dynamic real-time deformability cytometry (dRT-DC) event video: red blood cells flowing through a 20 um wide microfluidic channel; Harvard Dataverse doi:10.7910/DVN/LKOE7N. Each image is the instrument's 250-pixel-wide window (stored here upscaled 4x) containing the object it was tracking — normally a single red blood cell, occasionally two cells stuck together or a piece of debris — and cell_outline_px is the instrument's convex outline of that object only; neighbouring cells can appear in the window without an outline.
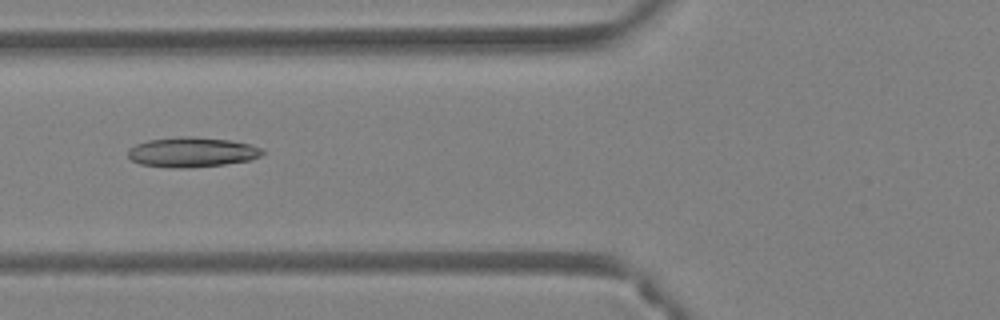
{"species": "Egyptian fruit bat (a non-hibernating species)", "species_latin": "Rousettus aegyptiacus", "temperature_condition": "warm", "stored_images_in_passage": 33, "camera_frame_rate_fps": 3000, "um_per_image_px": 0.085, "animal": {"sex": "female"}, "frame": {"image": 1, "passage_image": 4, "time_ms": 1.0, "image_size_px": [1000, 320], "cell_outline_px": [[264, 152], [260, 156], [252, 160], [224, 164], [188, 168], [172, 168], [140, 164], [132, 160], [128, 156], [128, 148], [136, 144], [148, 140], [180, 136], [192, 136], [228, 140], [252, 144], [264, 148]], "centroid_in_image_um": [16.33, 12.93], "position_along_channel_um": 109.5, "area_um2": 23.64}}
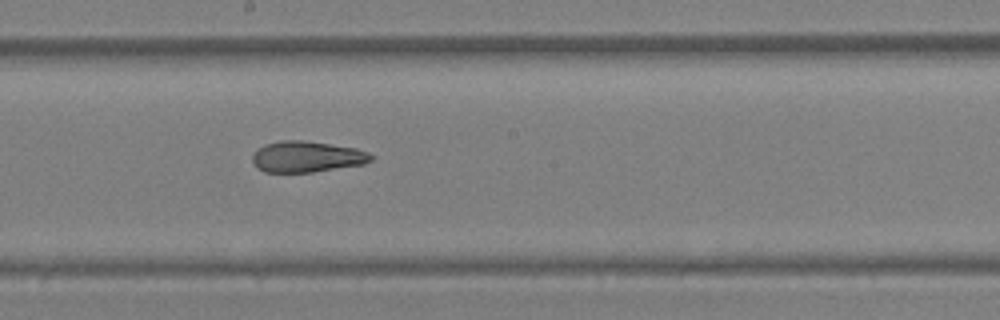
{"frame": {"image": 2, "passage_image": 12, "time_ms": 3.667, "image_size_px": [1000, 320], "cell_outline_px": [[376, 156], [372, 160], [364, 164], [312, 172], [264, 172], [252, 160], [252, 156], [256, 148], [264, 144], [280, 140], [304, 140], [356, 148], [368, 152]], "centroid_in_image_um": [26.1, 13.31], "position_along_channel_um": 222.1, "area_um2": 21.56}}
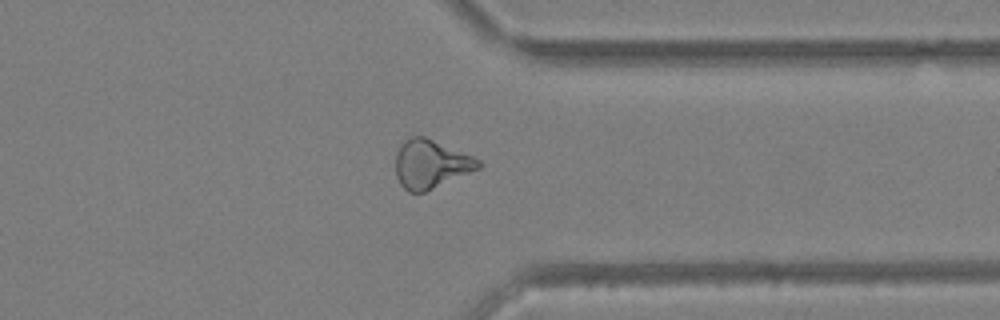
{"frame": {"image": 3, "passage_image": 23, "time_ms": 7.333, "image_size_px": [1000, 320], "cell_outline_px": [[484, 164], [480, 168], [424, 192], [408, 192], [400, 184], [396, 176], [396, 152], [400, 144], [408, 136], [424, 136], [472, 156], [480, 160]], "centroid_in_image_um": [36.59, 13.93], "position_along_channel_um": 374.8, "area_um2": 23.35}, "authors_computed_cell_mechanics": {"area_um2": 22.3108, "velocity_mm_per_s": 4.222, "shape_relaxation_time_tau1_ms": null, "shape_relaxation_time_tau2_ms": 3.0939, "deformation_change_tau1": null, "deformation_change_tau2": 0.1185}}